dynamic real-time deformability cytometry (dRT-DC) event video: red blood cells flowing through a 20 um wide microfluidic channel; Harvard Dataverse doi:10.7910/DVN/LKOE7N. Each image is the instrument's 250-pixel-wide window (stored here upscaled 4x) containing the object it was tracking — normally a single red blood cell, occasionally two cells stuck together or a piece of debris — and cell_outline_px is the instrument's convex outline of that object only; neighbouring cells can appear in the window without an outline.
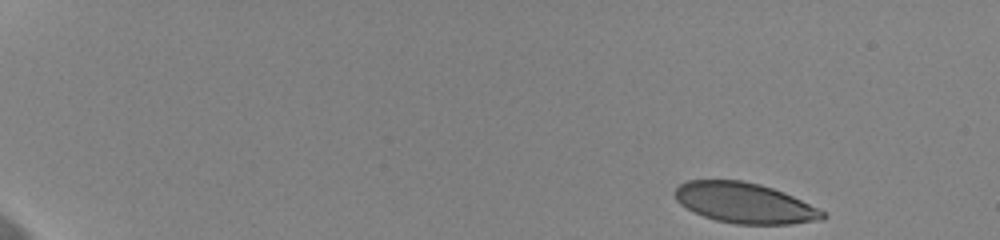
{"species": "human", "species_latin": "Homo sapiens", "temperature_condition": "cold", "stored_images_in_passage": 52, "camera_frame_rate_fps": 3000, "um_per_image_px": 0.085, "donor": {"sex": "female"}, "frame": {"image": 1, "passage_image": 1, "time_ms": 0.0, "image_size_px": [1000, 240], "cell_outline_px": [[828, 216], [824, 220], [792, 224], [736, 224], [716, 220], [704, 216], [680, 204], [676, 200], [672, 192], [680, 184], [688, 180], [740, 180], [760, 184], [784, 192], [824, 212]], "centroid_in_image_um": [63.28, 17.25], "position_along_channel_um": 21.7, "area_um2": 34.68}}
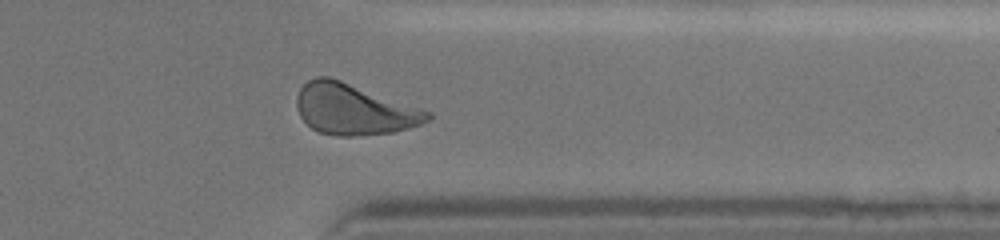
{"frame": {"image": 2, "passage_image": 43, "time_ms": 14.0, "image_size_px": [1000, 240], "cell_outline_px": [[432, 116], [428, 120], [420, 124], [408, 128], [392, 132], [352, 136], [336, 136], [320, 132], [312, 128], [300, 116], [296, 104], [296, 96], [300, 88], [308, 80], [316, 76], [328, 76], [340, 80], [432, 112]], "centroid_in_image_um": [30.06, 9.29], "position_along_channel_um": 381.3, "area_um2": 38.44}}
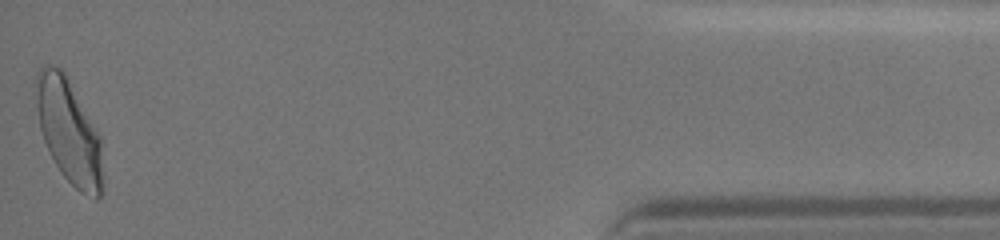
{"frame": {"image": 3, "passage_image": 52, "time_ms": 17.0, "image_size_px": [1000, 240], "cell_outline_px": [[100, 196], [96, 200], [80, 192], [60, 172], [44, 140], [40, 128], [36, 108], [36, 72], [44, 64], [52, 64], [60, 68], [64, 72], [100, 136]], "centroid_in_image_um": [5.8, 11.1], "position_along_channel_um": 429.4, "area_um2": 39.48}, "authors_computed_cell_mechanics": {"area_um2": 37.3388, "velocity_mm_per_s": 3.6267, "shape_relaxation_time_tau1_ms": 3.9724, "shape_relaxation_time_tau2_ms": 0.7008, "deformation_change_tau1": 0.1462, "deformation_change_tau2": 0.0548}}